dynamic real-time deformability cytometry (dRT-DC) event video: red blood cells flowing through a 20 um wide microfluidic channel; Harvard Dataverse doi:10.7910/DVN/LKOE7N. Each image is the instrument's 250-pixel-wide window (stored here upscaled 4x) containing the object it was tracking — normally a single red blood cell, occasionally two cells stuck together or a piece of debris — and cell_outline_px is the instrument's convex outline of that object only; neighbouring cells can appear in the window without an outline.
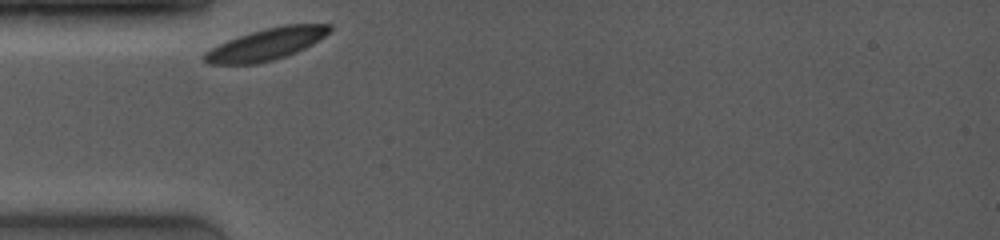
{"species": "common noctule bat (a hibernating species)", "species_latin": "Nyctalus noctula", "temperature_condition": "room temperature", "stored_images_in_passage": 2, "camera_frame_rate_fps": 4000, "um_per_image_px": 0.085, "animal": {"sex": "female", "body_mass_g": 19.0, "forearm_length_mm": 53.3}, "frame": {"image": 1, "passage_image": 1, "time_ms": 0.0, "image_size_px": [1000, 240], "cell_outline_px": [[332, 28], [324, 36], [312, 44], [296, 52], [272, 60], [256, 64], [208, 64], [200, 56], [204, 52], [228, 40], [252, 32], [284, 24], [332, 24]], "centroid_in_image_um": [22.62, 3.76], "position_along_channel_um": 62.4, "area_um2": 22.83}}